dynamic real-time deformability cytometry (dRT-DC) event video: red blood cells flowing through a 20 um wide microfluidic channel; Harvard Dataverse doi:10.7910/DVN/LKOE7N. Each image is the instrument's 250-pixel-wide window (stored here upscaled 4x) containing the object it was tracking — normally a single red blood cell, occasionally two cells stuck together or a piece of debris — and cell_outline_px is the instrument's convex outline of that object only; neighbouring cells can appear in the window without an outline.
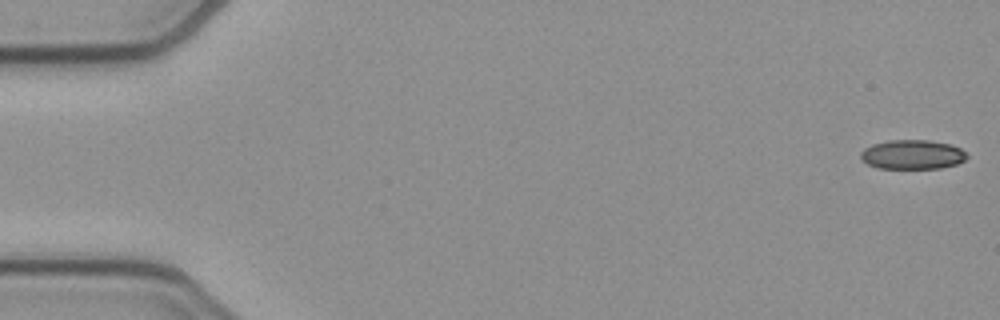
{"species": "common noctule bat (a hibernating species)", "species_latin": "Nyctalus noctula", "temperature_condition": "cold", "stored_images_in_passage": 53, "camera_frame_rate_fps": 3000, "um_per_image_px": 0.085, "animal": {"sex": "female", "body_mass_g": 21.9}, "frame": {"image": 1, "passage_image": 1, "time_ms": 0.0, "image_size_px": [1000, 320], "cell_outline_px": [[968, 156], [964, 160], [956, 164], [940, 168], [876, 168], [868, 164], [860, 156], [860, 152], [864, 148], [872, 144], [888, 140], [928, 140], [948, 144], [960, 148]], "centroid_in_image_um": [77.52, 13.13], "position_along_channel_um": 7.5, "area_um2": 18.03}}
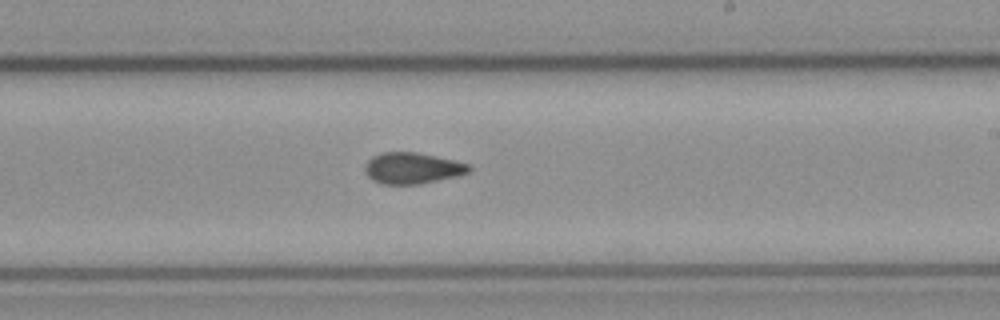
{"frame": {"image": 2, "passage_image": 31, "time_ms": 10.0, "image_size_px": [1000, 320], "cell_outline_px": [[472, 168], [468, 172], [460, 176], [420, 184], [380, 184], [372, 180], [364, 172], [364, 164], [372, 156], [380, 152], [416, 152], [436, 156], [468, 164]], "centroid_in_image_um": [35.01, 14.3], "position_along_channel_um": 254.0, "area_um2": 19.13}}
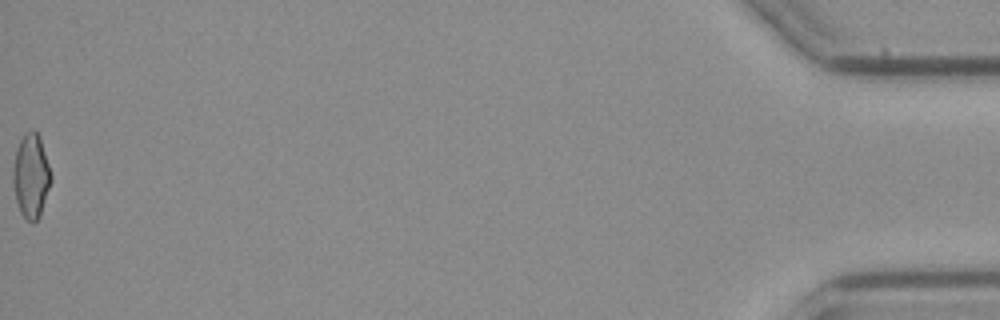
{"frame": {"image": 3, "passage_image": 53, "time_ms": 17.333, "image_size_px": [1000, 320], "cell_outline_px": [[52, 180], [40, 216], [32, 224], [20, 212], [16, 200], [12, 180], [12, 172], [16, 148], [24, 132], [32, 128], [40, 136], [52, 176]], "centroid_in_image_um": [2.64, 14.93], "position_along_channel_um": 432.6, "area_um2": 18.84}, "authors_computed_cell_mechanics": {"area_um2": 18.9584, "velocity_mm_per_s": 3.8931, "shape_relaxation_time_tau1_ms": null, "shape_relaxation_time_tau2_ms": 3.3015, "deformation_change_tau1": null, "deformation_change_tau2": 0.0808}}